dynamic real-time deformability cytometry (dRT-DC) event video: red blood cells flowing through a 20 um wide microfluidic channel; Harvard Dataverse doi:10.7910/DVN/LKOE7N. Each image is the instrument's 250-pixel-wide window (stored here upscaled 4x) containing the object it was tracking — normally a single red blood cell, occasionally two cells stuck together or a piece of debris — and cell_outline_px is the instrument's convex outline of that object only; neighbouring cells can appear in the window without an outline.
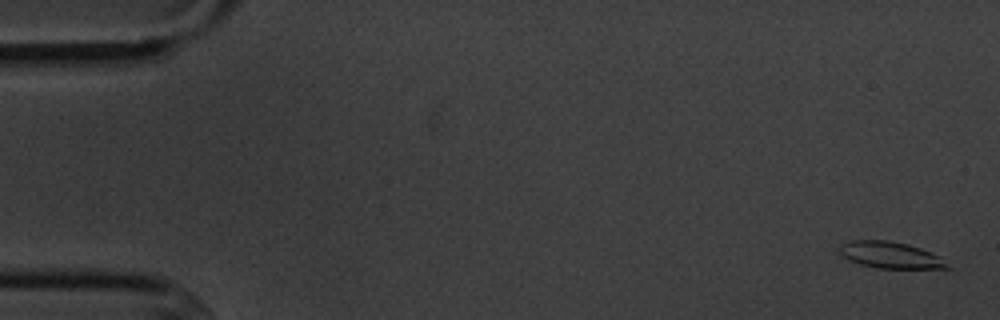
{"species": "common noctule bat (a hibernating species)", "species_latin": "Nyctalus noctula", "temperature_condition": "cold", "stored_images_in_passage": 5, "camera_frame_rate_fps": 3000, "um_per_image_px": 0.085, "animal": {"sex": "male", "body_mass_g": 20.1, "forearm_length_mm": 53.5}, "frame": {"image": 1, "passage_image": 1, "time_ms": 0.0, "image_size_px": [1000, 320], "cell_outline_px": [[952, 268], [876, 268], [860, 264], [848, 260], [840, 252], [840, 244], [852, 240], [888, 240], [908, 244], [932, 252], [940, 256]], "centroid_in_image_um": [75.69, 21.67], "position_along_channel_um": 9.3, "area_um2": 16.65}}